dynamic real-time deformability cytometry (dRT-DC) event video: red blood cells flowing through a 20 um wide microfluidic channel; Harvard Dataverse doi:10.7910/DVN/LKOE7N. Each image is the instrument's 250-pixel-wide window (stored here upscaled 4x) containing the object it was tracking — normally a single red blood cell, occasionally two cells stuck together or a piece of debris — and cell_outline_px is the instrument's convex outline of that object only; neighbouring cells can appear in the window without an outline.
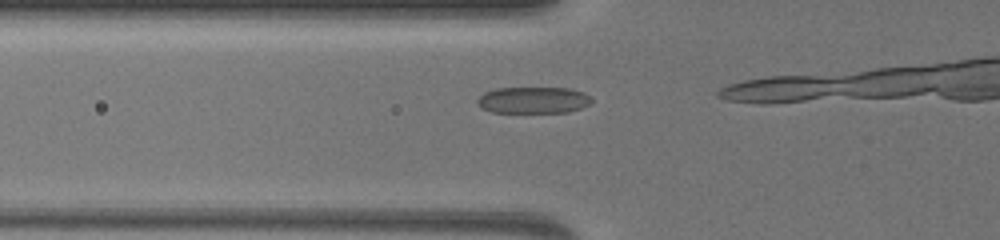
{"species": "common noctule bat (a hibernating species)", "species_latin": "Nyctalus noctula", "temperature_condition": "warm", "stored_images_in_passage": 11, "camera_frame_rate_fps": 3000, "um_per_image_px": 0.085, "animal": {"sex": "female", "body_mass_g": 19.5, "forearm_length_mm": 54.1}, "frame": {"image": 1, "passage_image": 7, "time_ms": 2.0, "image_size_px": [1000, 240], "cell_outline_px": [[592, 100], [588, 104], [580, 108], [568, 112], [492, 112], [484, 108], [476, 100], [484, 92], [496, 88], [568, 88], [584, 92]], "centroid_in_image_um": [45.33, 8.5], "position_along_channel_um": 80.5, "area_um2": 17.4}}
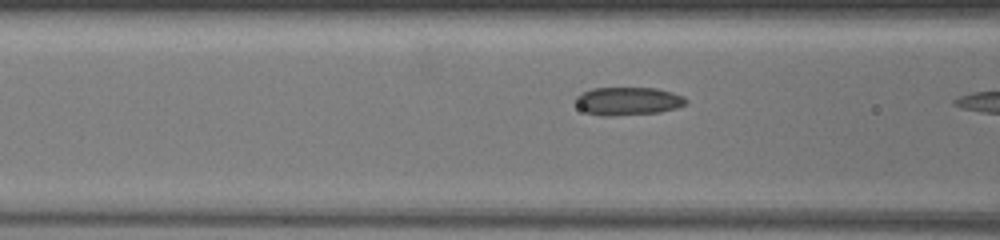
{"frame": {"image": 2, "passage_image": 10, "time_ms": 3.0, "image_size_px": [1000, 240], "cell_outline_px": [[688, 100], [684, 104], [676, 108], [660, 112], [604, 116], [588, 112], [580, 108], [576, 104], [576, 96], [592, 88], [656, 88], [672, 92], [684, 96]], "centroid_in_image_um": [53.4, 8.58], "position_along_channel_um": 113.2, "area_um2": 17.8}}